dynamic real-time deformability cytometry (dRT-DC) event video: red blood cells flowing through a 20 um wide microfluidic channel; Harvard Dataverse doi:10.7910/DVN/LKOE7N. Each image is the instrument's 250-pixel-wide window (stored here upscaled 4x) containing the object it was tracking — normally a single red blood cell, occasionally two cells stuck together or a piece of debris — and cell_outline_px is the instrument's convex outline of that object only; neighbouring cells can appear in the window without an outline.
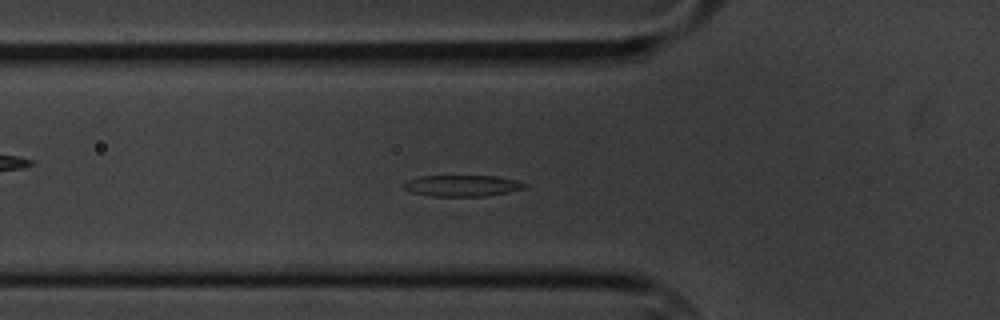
{"species": "common noctule bat (a hibernating species)", "species_latin": "Nyctalus noctula", "temperature_condition": "cold", "stored_images_in_passage": 57, "camera_frame_rate_fps": 3000, "um_per_image_px": 0.085, "animal": {"sex": "male", "body_mass_g": 20.1, "forearm_length_mm": 53.5}, "frame": {"image": 1, "passage_image": 20, "time_ms": 6.333, "image_size_px": [1000, 320], "cell_outline_px": [[528, 188], [508, 192], [484, 196], [432, 196], [412, 192], [404, 188], [400, 184], [404, 180], [416, 176], [496, 176], [516, 180], [528, 184]], "centroid_in_image_um": [39.26, 15.77], "position_along_channel_um": 86.5, "area_um2": 15.2}}
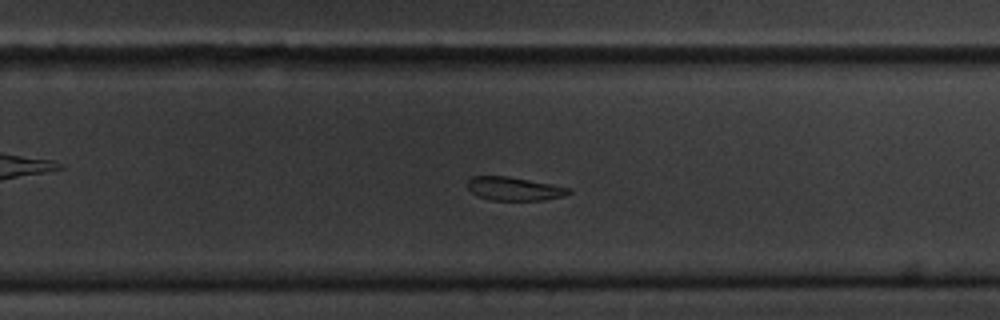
{"frame": {"image": 2, "passage_image": 38, "time_ms": 12.333, "image_size_px": [1000, 320], "cell_outline_px": [[572, 192], [564, 196], [544, 200], [488, 200], [476, 196], [468, 188], [468, 180], [472, 176], [508, 176], [552, 184], [572, 188]], "centroid_in_image_um": [43.72, 16.05], "position_along_channel_um": 286.1, "area_um2": 13.99}}
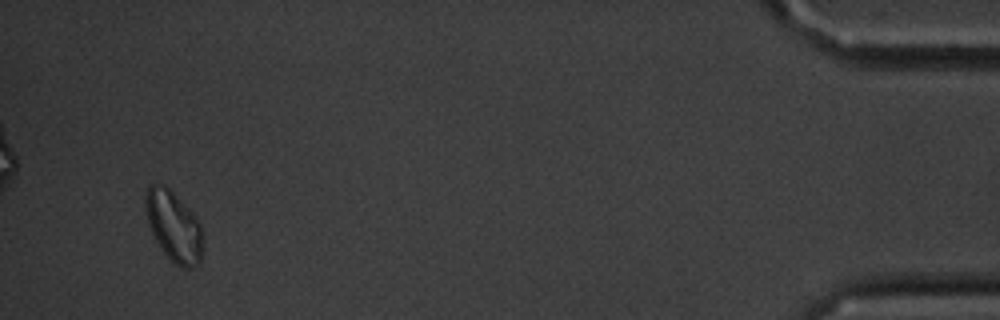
{"frame": {"image": 3, "passage_image": 57, "time_ms": 18.667, "image_size_px": [1000, 320], "cell_outline_px": [[204, 236], [200, 264], [192, 268], [180, 268], [160, 248], [148, 224], [144, 208], [144, 192], [152, 184], [164, 184], [200, 220]], "centroid_in_image_um": [14.78, 19.24], "position_along_channel_um": 420.4, "area_um2": 23.87}, "authors_computed_cell_mechanics": {"area_um2": 15.6638, "velocity_mm_per_s": 3.3192, "shape_relaxation_time_tau1_ms": 8.3829, "shape_relaxation_time_tau2_ms": null, "deformation_change_tau1": 0.1672, "deformation_change_tau2": null}}